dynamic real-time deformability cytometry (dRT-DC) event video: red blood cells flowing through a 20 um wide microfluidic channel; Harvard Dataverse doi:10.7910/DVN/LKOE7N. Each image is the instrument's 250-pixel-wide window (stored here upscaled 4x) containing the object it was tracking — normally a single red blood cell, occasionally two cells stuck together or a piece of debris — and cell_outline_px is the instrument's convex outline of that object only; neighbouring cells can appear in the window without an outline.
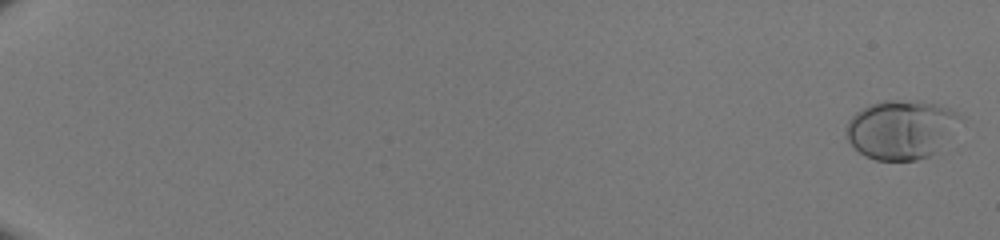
{"species": "human", "species_latin": "Homo sapiens", "temperature_condition": "room temperature", "stored_images_in_passage": 16, "camera_frame_rate_fps": 3000, "um_per_image_px": 0.085, "donor": {"sex": "male"}, "frame": {"image": 1, "passage_image": 1, "time_ms": 0.0, "image_size_px": [1000, 240], "cell_outline_px": [[964, 120], [928, 156], [916, 160], [876, 160], [860, 152], [848, 140], [848, 120], [856, 112], [872, 104], [884, 100], [896, 100], [940, 104], [964, 116]], "centroid_in_image_um": [76.62, 10.98], "position_along_channel_um": 8.4, "area_um2": 38.32}}